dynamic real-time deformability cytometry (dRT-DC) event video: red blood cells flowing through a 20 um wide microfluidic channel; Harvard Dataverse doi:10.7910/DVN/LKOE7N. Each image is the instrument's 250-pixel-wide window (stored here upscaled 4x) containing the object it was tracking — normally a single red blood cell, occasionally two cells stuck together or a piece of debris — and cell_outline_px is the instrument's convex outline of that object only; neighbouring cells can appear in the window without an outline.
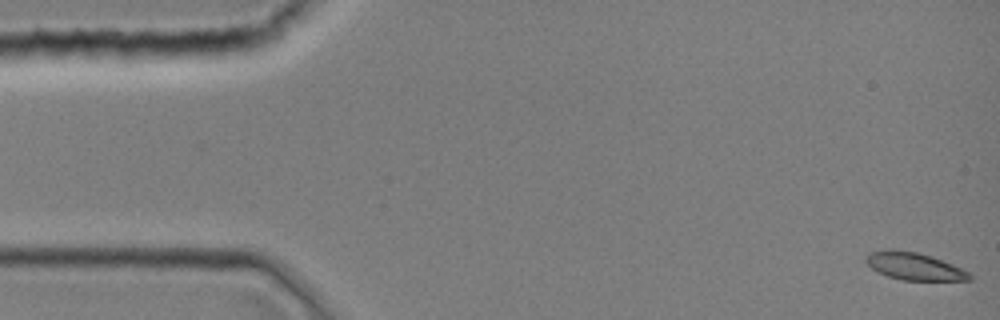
{"species": "common noctule bat (a hibernating species)", "species_latin": "Nyctalus noctula", "temperature_condition": "room temperature", "stored_images_in_passage": 12, "camera_frame_rate_fps": 3000, "um_per_image_px": 0.085, "animal": {"sex": "female", "body_mass_g": 19.0, "forearm_length_mm": 51.5}, "frame": {"image": 1, "passage_image": 1, "time_ms": 0.0, "image_size_px": [1000, 320], "cell_outline_px": [[972, 280], [900, 280], [888, 276], [872, 268], [864, 260], [872, 252], [892, 248], [916, 252], [932, 256], [952, 264], [968, 272], [972, 276]], "centroid_in_image_um": [77.72, 22.63], "position_along_channel_um": 7.3, "area_um2": 16.36}}